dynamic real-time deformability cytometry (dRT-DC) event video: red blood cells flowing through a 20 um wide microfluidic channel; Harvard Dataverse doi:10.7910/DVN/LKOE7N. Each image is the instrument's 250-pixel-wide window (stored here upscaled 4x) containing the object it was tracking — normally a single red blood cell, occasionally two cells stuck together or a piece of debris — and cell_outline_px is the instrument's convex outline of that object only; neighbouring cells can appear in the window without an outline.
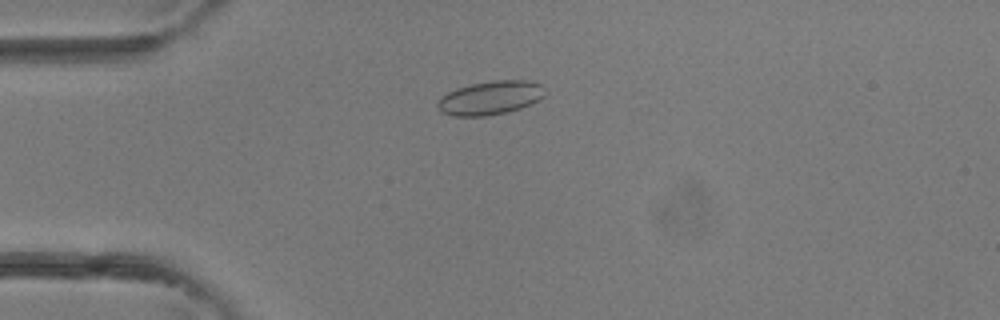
{"species": "common noctule bat (a hibernating species)", "species_latin": "Nyctalus noctula", "temperature_condition": "room temperature", "stored_images_in_passage": 1, "camera_frame_rate_fps": 3000, "um_per_image_px": 0.085, "animal": {"sex": "female"}, "frame": {"image": 1, "passage_image": 1, "time_ms": 0.0, "image_size_px": [1000, 320], "cell_outline_px": [[544, 96], [540, 100], [520, 108], [508, 112], [484, 116], [452, 116], [440, 112], [436, 108], [436, 104], [440, 96], [456, 88], [472, 84], [492, 80], [524, 80], [540, 84]], "centroid_in_image_um": [41.6, 8.33], "position_along_channel_um": 43.4, "area_um2": 21.15}}